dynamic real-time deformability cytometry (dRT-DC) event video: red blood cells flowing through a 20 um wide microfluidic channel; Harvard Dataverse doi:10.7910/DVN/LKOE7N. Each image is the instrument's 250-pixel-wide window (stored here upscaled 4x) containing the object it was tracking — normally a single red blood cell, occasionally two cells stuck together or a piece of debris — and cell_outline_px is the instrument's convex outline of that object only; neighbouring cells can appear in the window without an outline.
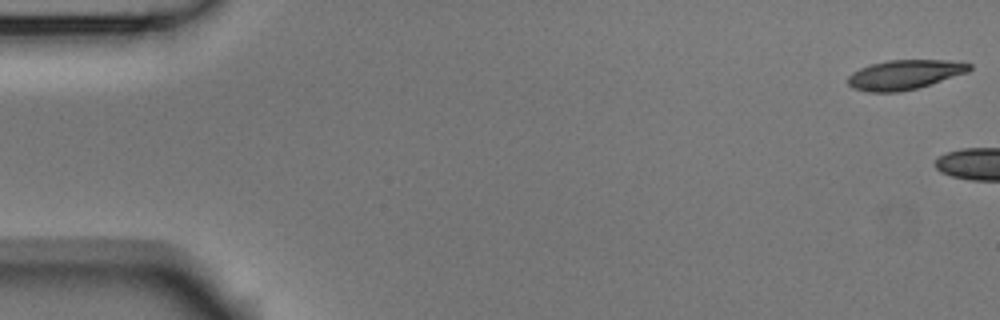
{"species": "Egyptian fruit bat (a non-hibernating species)", "species_latin": "Rousettus aegyptiacus", "temperature_condition": "room temperature", "stored_images_in_passage": 7, "camera_frame_rate_fps": 3000, "um_per_image_px": 0.085, "animal": {"sex": "male"}, "frame": {"image": 1, "passage_image": 1, "time_ms": 0.0, "image_size_px": [1000, 320], "cell_outline_px": [[972, 68], [968, 72], [916, 88], [900, 92], [868, 92], [852, 88], [848, 84], [848, 76], [852, 72], [860, 68], [872, 64], [888, 60], [948, 60], [972, 64]], "centroid_in_image_um": [76.87, 6.35], "position_along_channel_um": 8.1, "area_um2": 20.81}}